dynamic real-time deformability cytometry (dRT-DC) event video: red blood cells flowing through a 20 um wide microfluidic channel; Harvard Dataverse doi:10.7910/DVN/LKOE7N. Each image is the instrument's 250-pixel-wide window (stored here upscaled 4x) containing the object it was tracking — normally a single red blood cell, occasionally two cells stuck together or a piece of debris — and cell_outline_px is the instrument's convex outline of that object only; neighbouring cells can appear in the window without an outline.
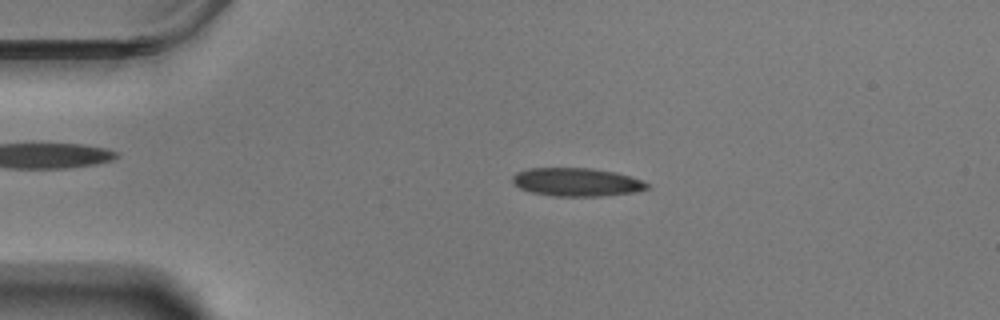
{"species": "Egyptian fruit bat (a non-hibernating species)", "species_latin": "Rousettus aegyptiacus", "temperature_condition": "warm", "stored_images_in_passage": 54, "camera_frame_rate_fps": 3000, "um_per_image_px": 0.085, "animal": {"sex": "male"}, "frame": {"image": 1, "passage_image": 9, "time_ms": 2.667, "image_size_px": [1000, 320], "cell_outline_px": [[648, 188], [636, 192], [600, 196], [552, 196], [532, 192], [520, 188], [512, 180], [512, 176], [516, 172], [528, 168], [592, 168], [616, 172], [640, 180], [648, 184]], "centroid_in_image_um": [48.99, 15.47], "position_along_channel_um": 36.0, "area_um2": 22.08}}
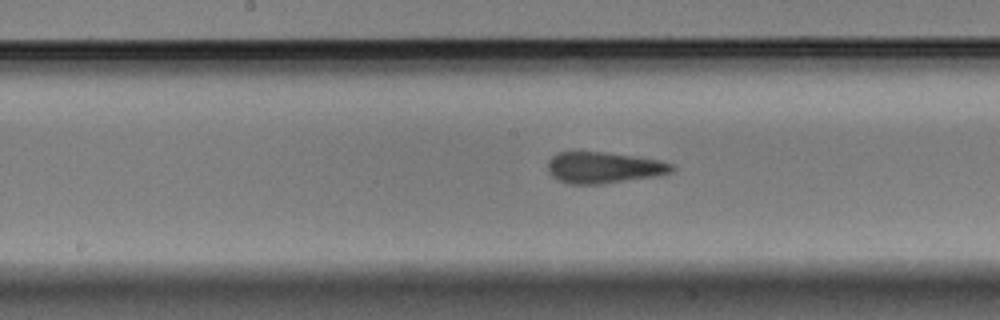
{"frame": {"image": 2, "passage_image": 26, "time_ms": 8.333, "image_size_px": [1000, 320], "cell_outline_px": [[676, 168], [672, 172], [660, 176], [600, 184], [568, 184], [552, 176], [548, 172], [548, 160], [556, 152], [604, 152], [660, 160], [676, 164]], "centroid_in_image_um": [51.36, 14.25], "position_along_channel_um": 196.8, "area_um2": 22.83}}
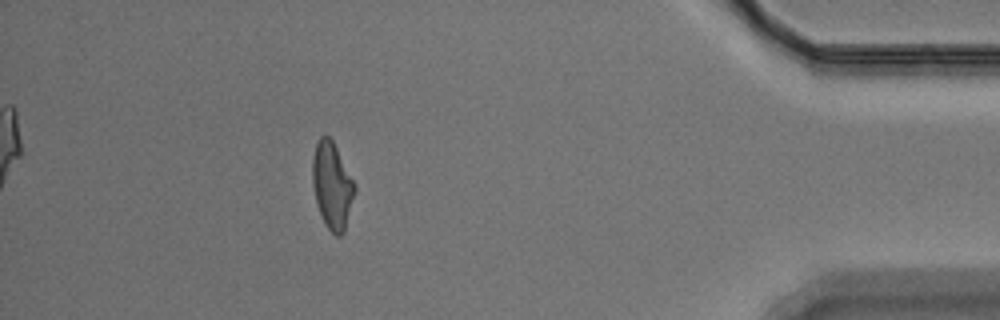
{"frame": {"image": 3, "passage_image": 48, "time_ms": 15.667, "image_size_px": [1000, 320], "cell_outline_px": [[356, 192], [344, 232], [340, 236], [336, 236], [324, 224], [316, 204], [312, 184], [312, 160], [316, 144], [320, 136], [328, 136], [332, 140], [356, 184]], "centroid_in_image_um": [28.23, 15.8], "position_along_channel_um": 407.0, "area_um2": 21.5}, "authors_computed_cell_mechanics": {"area_um2": 22.2241, "velocity_mm_per_s": 3.5124, "shape_relaxation_time_tau1_ms": 9.7152, "shape_relaxation_time_tau2_ms": 1.9868, "deformation_change_tau1": 0.2252, "deformation_change_tau2": 0.0936}}